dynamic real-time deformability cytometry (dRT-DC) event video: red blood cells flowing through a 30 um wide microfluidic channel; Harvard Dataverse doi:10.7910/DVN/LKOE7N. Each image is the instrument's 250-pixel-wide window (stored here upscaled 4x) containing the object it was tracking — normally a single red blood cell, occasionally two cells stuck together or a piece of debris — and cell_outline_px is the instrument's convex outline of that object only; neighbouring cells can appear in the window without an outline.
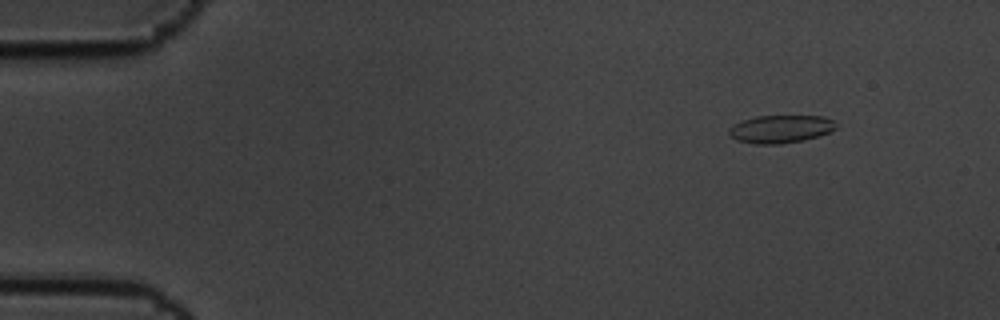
{"species": "common noctule bat (a hibernating species)", "species_latin": "Nyctalus noctula", "temperature_condition": "cold", "stored_images_in_passage": 4, "camera_frame_rate_fps": 3000, "um_per_image_px": 0.085, "animal": {"sex": "male", "body_mass_g": 19.5, "forearm_length_mm": 54.6}, "frame": {"image": 1, "passage_image": 1, "time_ms": 0.0, "image_size_px": [1000, 320], "cell_outline_px": [[836, 128], [820, 136], [804, 140], [780, 144], [756, 144], [736, 140], [728, 132], [728, 128], [744, 120], [756, 116], [824, 116], [832, 120], [836, 124]], "centroid_in_image_um": [66.36, 10.97], "position_along_channel_um": 18.6, "area_um2": 17.28}}
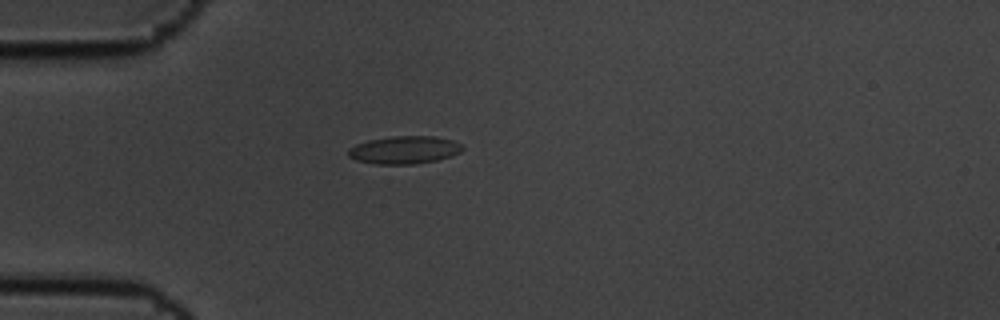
{"frame": {"image": 2, "passage_image": 4, "time_ms": 1.0, "image_size_px": [1000, 320], "cell_outline_px": [[464, 148], [460, 152], [452, 156], [436, 160], [416, 164], [376, 164], [356, 160], [348, 156], [348, 148], [356, 144], [368, 140], [392, 136], [432, 136], [452, 140], [464, 144]], "centroid_in_image_um": [34.38, 12.74], "position_along_channel_um": 50.6, "area_um2": 18.61}}